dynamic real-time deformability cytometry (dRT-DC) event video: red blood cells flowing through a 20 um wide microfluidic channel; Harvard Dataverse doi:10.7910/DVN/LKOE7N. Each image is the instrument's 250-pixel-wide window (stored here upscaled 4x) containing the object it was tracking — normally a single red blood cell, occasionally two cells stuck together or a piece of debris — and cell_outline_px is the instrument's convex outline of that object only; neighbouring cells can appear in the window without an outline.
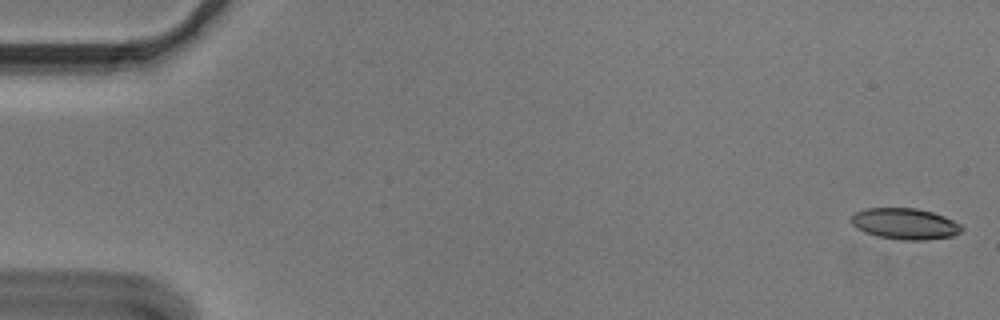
{"species": "Egyptian fruit bat (a non-hibernating species)", "species_latin": "Rousettus aegyptiacus", "temperature_condition": "cold", "stored_images_in_passage": 55, "camera_frame_rate_fps": 3000, "um_per_image_px": 0.085, "animal": {"sex": "male"}, "frame": {"image": 1, "passage_image": 1, "time_ms": 0.0, "image_size_px": [1000, 320], "cell_outline_px": [[964, 228], [960, 232], [952, 236], [924, 240], [900, 240], [876, 236], [864, 232], [856, 228], [852, 224], [852, 216], [856, 212], [864, 208], [916, 208], [932, 212], [944, 216], [960, 224]], "centroid_in_image_um": [76.91, 19.02], "position_along_channel_um": 8.1, "area_um2": 20.06}}
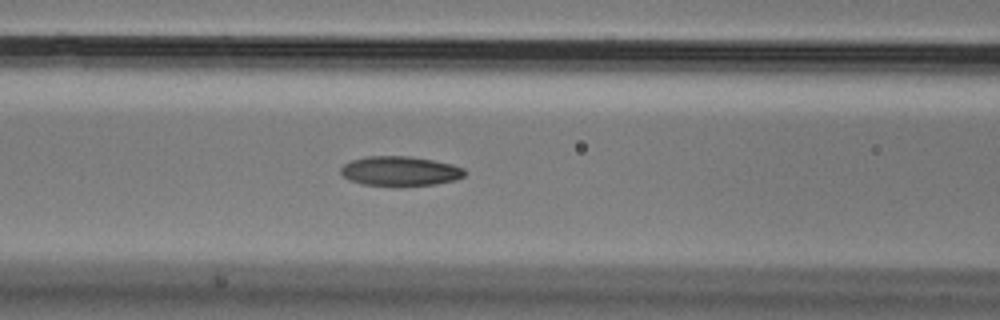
{"frame": {"image": 2, "passage_image": 23, "time_ms": 7.333, "image_size_px": [1000, 320], "cell_outline_px": [[468, 172], [464, 176], [456, 180], [436, 184], [400, 188], [360, 184], [344, 176], [340, 172], [340, 168], [344, 164], [352, 160], [368, 156], [408, 156], [432, 160], [452, 164], [464, 168]], "centroid_in_image_um": [34.04, 14.58], "position_along_channel_um": 132.6, "area_um2": 21.96}}
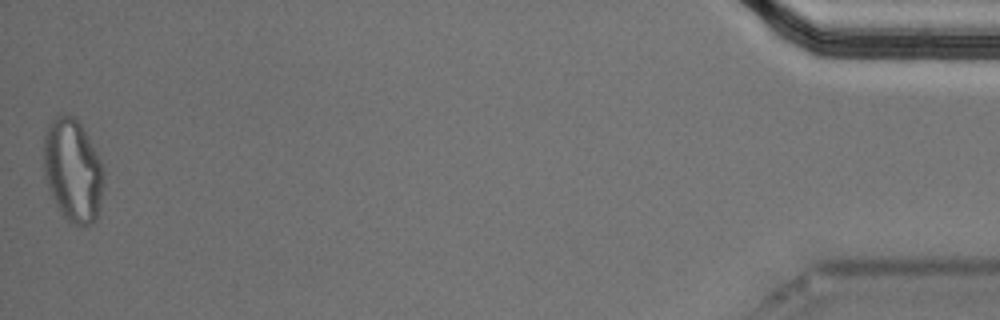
{"frame": {"image": 3, "passage_image": 55, "time_ms": 18.0, "image_size_px": [1000, 320], "cell_outline_px": [[104, 184], [100, 208], [96, 220], [92, 224], [68, 224], [56, 204], [48, 188], [44, 176], [44, 136], [48, 124], [56, 116], [76, 116], [88, 136], [104, 168]], "centroid_in_image_um": [6.2, 14.5], "position_along_channel_um": 429.0, "area_um2": 36.3}, "authors_computed_cell_mechanics": {"area_um2": 21.5594, "velocity_mm_per_s": 3.6204, "shape_relaxation_time_tau1_ms": null, "shape_relaxation_time_tau2_ms": 2.8852, "deformation_change_tau1": null, "deformation_change_tau2": 0.0935}}